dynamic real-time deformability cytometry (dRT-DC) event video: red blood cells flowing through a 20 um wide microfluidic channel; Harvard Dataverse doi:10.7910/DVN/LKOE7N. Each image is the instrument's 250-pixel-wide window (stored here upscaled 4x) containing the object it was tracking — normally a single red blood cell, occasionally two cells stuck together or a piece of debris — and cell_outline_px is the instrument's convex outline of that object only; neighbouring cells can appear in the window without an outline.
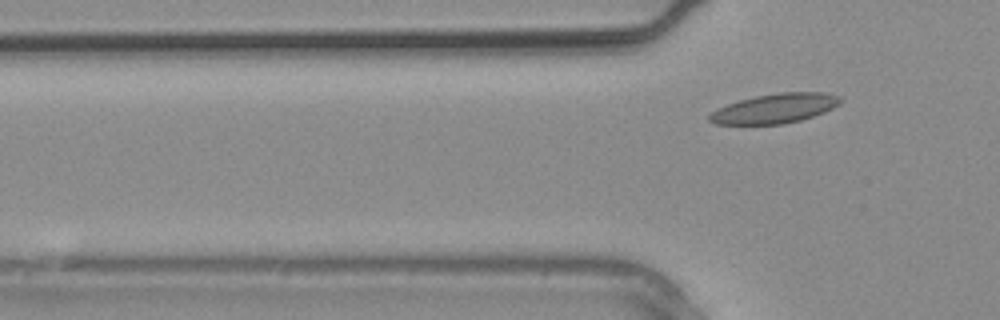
{"species": "common noctule bat (a hibernating species)", "species_latin": "Nyctalus noctula", "temperature_condition": "warm", "stored_images_in_passage": 2, "camera_frame_rate_fps": 3000, "um_per_image_px": 0.085, "animal": {"sex": "male", "body_mass_g": 20.4}, "frame": {"image": 1, "passage_image": 2, "time_ms": 0.333, "image_size_px": [1000, 320], "cell_outline_px": [[844, 100], [840, 104], [824, 112], [800, 120], [784, 124], [716, 124], [708, 120], [708, 116], [712, 112], [728, 104], [740, 100], [756, 96], [780, 92], [824, 92], [840, 96]], "centroid_in_image_um": [65.91, 9.21], "position_along_channel_um": 59.9, "area_um2": 22.43}}